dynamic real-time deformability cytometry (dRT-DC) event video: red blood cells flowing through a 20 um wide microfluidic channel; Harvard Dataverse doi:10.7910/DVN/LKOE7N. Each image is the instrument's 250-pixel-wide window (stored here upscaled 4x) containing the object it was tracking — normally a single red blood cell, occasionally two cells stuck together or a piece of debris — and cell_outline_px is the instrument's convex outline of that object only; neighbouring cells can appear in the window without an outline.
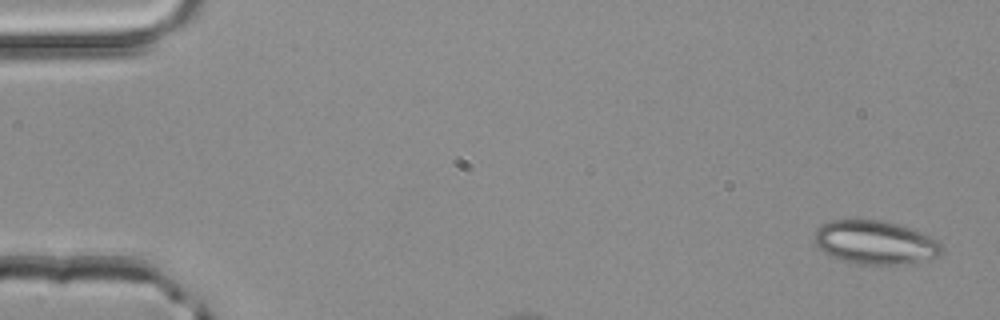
{"species": "common noctule bat (a hibernating species)", "species_latin": "Nyctalus noctula", "temperature_condition": "room temperature", "stored_images_in_passage": 3, "camera_frame_rate_fps": 3000, "um_per_image_px": 0.085, "animal": {"sex": "male", "body_mass_g": 20.4}, "frame": {"image": 1, "passage_image": 1, "time_ms": 0.0, "image_size_px": [1000, 320], "cell_outline_px": [[944, 252], [936, 256], [904, 264], [860, 264], [828, 256], [812, 240], [816, 228], [820, 224], [832, 220], [856, 216], [880, 220], [896, 224], [932, 236], [940, 240], [944, 248]], "centroid_in_image_um": [74.34, 20.55], "position_along_channel_um": 10.7, "area_um2": 33.06}}